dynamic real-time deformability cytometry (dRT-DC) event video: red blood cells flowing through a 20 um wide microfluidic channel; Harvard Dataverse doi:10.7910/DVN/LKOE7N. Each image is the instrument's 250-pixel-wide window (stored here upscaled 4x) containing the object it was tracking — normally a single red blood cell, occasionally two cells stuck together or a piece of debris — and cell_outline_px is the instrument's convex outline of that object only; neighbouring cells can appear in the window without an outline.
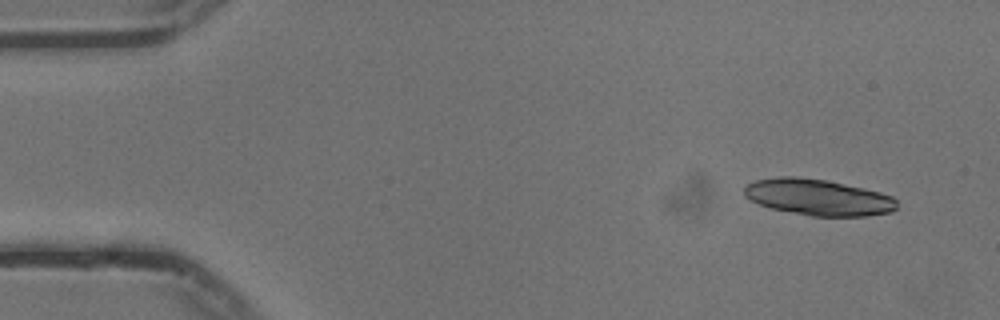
{"species": "common noctule bat (a hibernating species)", "species_latin": "Nyctalus noctula", "temperature_condition": "cold", "stored_images_in_passage": 50, "segment_of_instrument_passage": [1, 2], "camera_frame_rate_fps": 3000, "um_per_image_px": 0.085, "animal": {"sex": "male", "body_mass_g": 13.3}, "frame": {"image": 1, "passage_image": 1, "time_ms": 0.0, "image_size_px": [1000, 320], "cell_outline_px": [[896, 208], [892, 212], [868, 216], [812, 216], [772, 208], [760, 204], [744, 196], [744, 184], [756, 180], [780, 176], [796, 176], [824, 180], [864, 188], [880, 192], [892, 196], [896, 200]], "centroid_in_image_um": [69.54, 16.76], "position_along_channel_um": 15.5, "area_um2": 32.14}}